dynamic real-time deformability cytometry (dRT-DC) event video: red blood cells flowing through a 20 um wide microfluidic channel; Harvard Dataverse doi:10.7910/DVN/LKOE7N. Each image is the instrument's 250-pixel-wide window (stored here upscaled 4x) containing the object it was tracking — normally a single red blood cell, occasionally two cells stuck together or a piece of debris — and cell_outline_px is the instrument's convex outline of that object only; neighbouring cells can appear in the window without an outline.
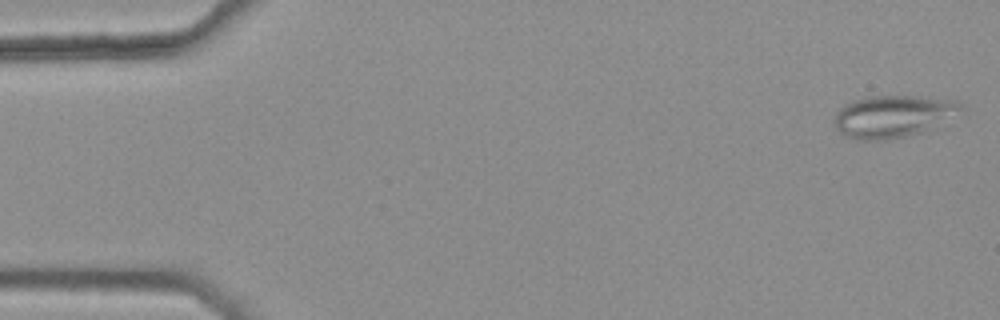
{"species": "common noctule bat (a hibernating species)", "species_latin": "Nyctalus noctula", "temperature_condition": "warm", "stored_images_in_passage": 9, "camera_frame_rate_fps": 3000, "um_per_image_px": 0.085, "animal": {"sex": "female", "body_mass_g": 25.1}, "frame": {"image": 1, "passage_image": 1, "time_ms": 0.0, "image_size_px": [1000, 320], "cell_outline_px": [[968, 108], [920, 132], [908, 136], [888, 140], [860, 140], [844, 136], [836, 128], [832, 120], [836, 112], [844, 104], [852, 100], [868, 96], [916, 96], [960, 100]], "centroid_in_image_um": [75.89, 9.87], "position_along_channel_um": 9.1, "area_um2": 31.39}}
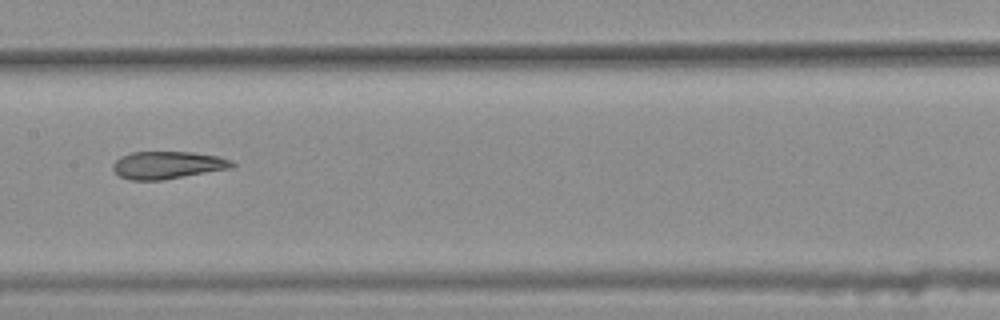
{"frame": {"image": 2, "passage_image": 8, "time_ms": 2.333, "image_size_px": [1000, 320], "cell_outline_px": [[236, 164], [232, 168], [160, 180], [132, 180], [120, 176], [112, 168], [112, 164], [120, 156], [132, 152], [192, 152], [220, 156], [232, 160]], "centroid_in_image_um": [14.26, 14.02], "position_along_channel_um": 193.1, "area_um2": 19.07}}
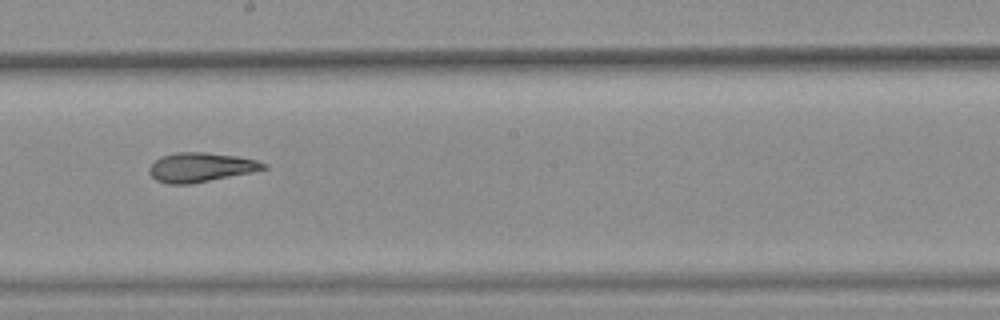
{"frame": {"image": 3, "passage_image": 9, "time_ms": 2.667, "image_size_px": [1000, 320], "cell_outline_px": [[268, 168], [252, 172], [192, 184], [168, 184], [156, 180], [148, 172], [148, 168], [160, 156], [176, 152], [204, 152], [236, 156], [256, 160], [268, 164]], "centroid_in_image_um": [17.06, 14.22], "position_along_channel_um": 231.1, "area_um2": 19.59}}